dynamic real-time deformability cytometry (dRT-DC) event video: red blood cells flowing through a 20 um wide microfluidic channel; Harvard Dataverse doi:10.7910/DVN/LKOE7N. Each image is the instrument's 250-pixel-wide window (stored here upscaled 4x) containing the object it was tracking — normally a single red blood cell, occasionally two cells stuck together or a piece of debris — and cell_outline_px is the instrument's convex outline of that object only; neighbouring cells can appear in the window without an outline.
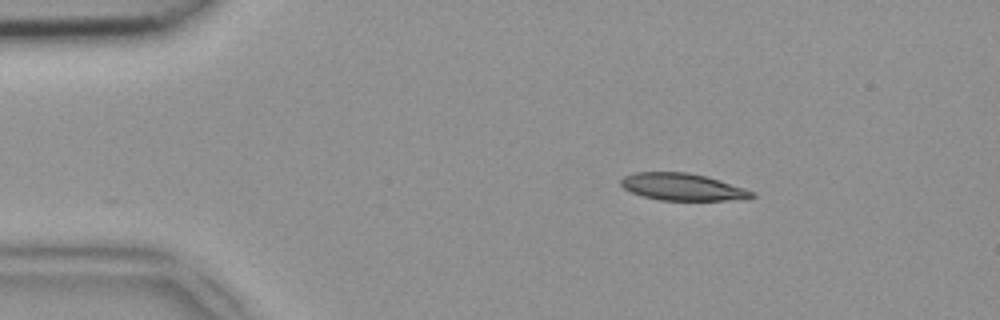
{"species": "common noctule bat (a hibernating species)", "species_latin": "Nyctalus noctula", "temperature_condition": "room temperature", "stored_images_in_passage": 44, "camera_frame_rate_fps": 3000, "um_per_image_px": 0.085, "animal": {"sex": "female", "body_mass_g": 18.4}, "frame": {"image": 1, "passage_image": 3, "time_ms": 0.667, "image_size_px": [1000, 320], "cell_outline_px": [[756, 196], [728, 200], [660, 200], [644, 196], [632, 192], [624, 188], [620, 184], [620, 180], [624, 176], [636, 172], [688, 172], [704, 176], [744, 188], [756, 192]], "centroid_in_image_um": [57.98, 15.88], "position_along_channel_um": 27.0, "area_um2": 20.35}}
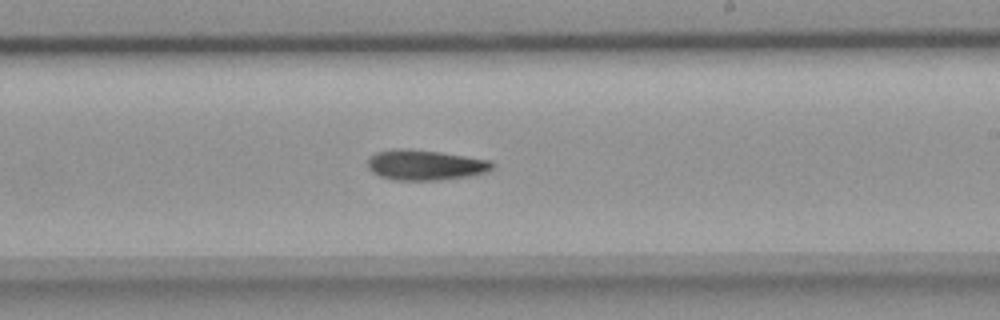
{"frame": {"image": 2, "passage_image": 24, "time_ms": 7.667, "image_size_px": [1000, 320], "cell_outline_px": [[496, 164], [492, 168], [484, 172], [468, 176], [436, 180], [396, 180], [380, 176], [372, 172], [368, 168], [368, 156], [376, 152], [396, 148], [408, 148], [440, 152], [492, 160]], "centroid_in_image_um": [36.12, 14.01], "position_along_channel_um": 252.9, "area_um2": 22.08}}
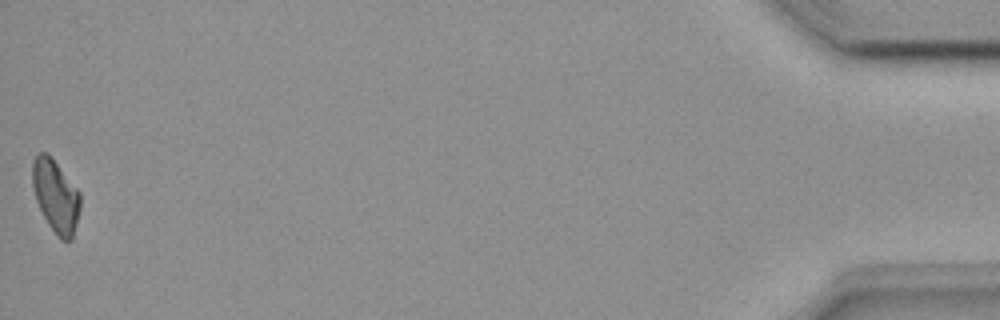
{"frame": {"image": 3, "passage_image": 44, "time_ms": 14.333, "image_size_px": [1000, 320], "cell_outline_px": [[80, 208], [72, 240], [60, 240], [48, 224], [36, 200], [32, 184], [32, 160], [40, 152], [48, 152], [80, 192]], "centroid_in_image_um": [4.73, 16.64], "position_along_channel_um": 430.5, "area_um2": 20.23}}